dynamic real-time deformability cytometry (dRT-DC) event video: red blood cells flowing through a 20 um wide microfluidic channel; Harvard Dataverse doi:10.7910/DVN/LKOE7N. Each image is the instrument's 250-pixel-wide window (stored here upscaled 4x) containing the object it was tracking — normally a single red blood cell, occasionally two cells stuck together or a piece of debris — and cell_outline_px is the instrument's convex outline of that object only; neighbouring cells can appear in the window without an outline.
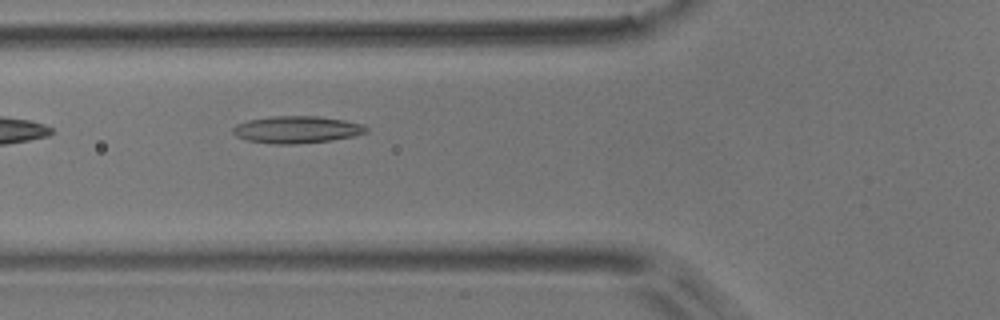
{"species": "common noctule bat (a hibernating species)", "species_latin": "Nyctalus noctula", "temperature_condition": "room temperature", "stored_images_in_passage": 4, "camera_frame_rate_fps": 3000, "um_per_image_px": 0.085, "animal": {"sex": "male", "body_mass_g": 17.9}, "frame": {"image": 1, "passage_image": 3, "time_ms": 0.667, "image_size_px": [1000, 320], "cell_outline_px": [[368, 132], [356, 136], [332, 140], [296, 144], [272, 144], [248, 140], [236, 136], [232, 132], [232, 128], [236, 124], [248, 120], [268, 116], [320, 116], [344, 120], [364, 124], [368, 128]], "centroid_in_image_um": [25.25, 11.01], "position_along_channel_um": 100.6, "area_um2": 21.33}}
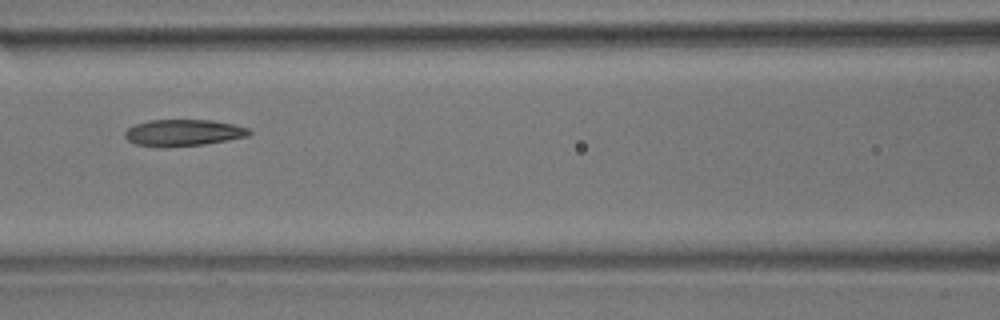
{"frame": {"image": 2, "passage_image": 4, "time_ms": 1.0, "image_size_px": [1000, 320], "cell_outline_px": [[252, 132], [248, 136], [228, 140], [204, 144], [168, 148], [156, 148], [136, 144], [128, 140], [124, 136], [124, 132], [128, 128], [136, 124], [148, 120], [212, 120], [236, 124], [248, 128]], "centroid_in_image_um": [15.57, 11.29], "position_along_channel_um": 151.0, "area_um2": 19.59}}